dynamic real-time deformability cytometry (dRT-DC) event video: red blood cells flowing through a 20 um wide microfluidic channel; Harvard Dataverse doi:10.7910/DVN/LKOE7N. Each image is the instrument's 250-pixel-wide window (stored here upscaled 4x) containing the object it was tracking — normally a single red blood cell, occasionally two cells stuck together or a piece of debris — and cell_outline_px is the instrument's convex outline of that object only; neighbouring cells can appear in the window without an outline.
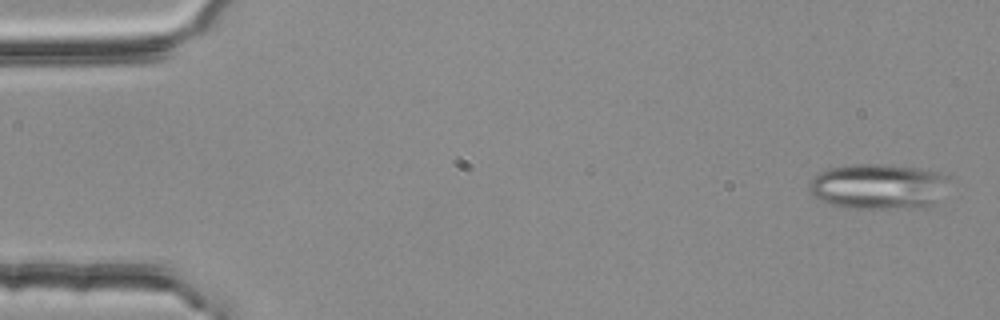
{"species": "common noctule bat (a hibernating species)", "species_latin": "Nyctalus noctula", "temperature_condition": "room temperature", "stored_images_in_passage": 54, "segment_of_instrument_passage": [1, 2], "camera_frame_rate_fps": 3000, "um_per_image_px": 0.085, "animal": {"sex": "female", "body_mass_g": 25.1}, "frame": {"image": 1, "passage_image": 2, "time_ms": 0.333, "image_size_px": [1000, 320], "cell_outline_px": [[948, 176], [932, 204], [928, 208], [852, 208], [832, 204], [820, 200], [812, 196], [808, 188], [808, 180], [824, 168], [844, 164], [888, 164], [920, 168], [940, 172]], "centroid_in_image_um": [74.53, 15.82], "position_along_channel_um": 10.5, "area_um2": 37.17}}